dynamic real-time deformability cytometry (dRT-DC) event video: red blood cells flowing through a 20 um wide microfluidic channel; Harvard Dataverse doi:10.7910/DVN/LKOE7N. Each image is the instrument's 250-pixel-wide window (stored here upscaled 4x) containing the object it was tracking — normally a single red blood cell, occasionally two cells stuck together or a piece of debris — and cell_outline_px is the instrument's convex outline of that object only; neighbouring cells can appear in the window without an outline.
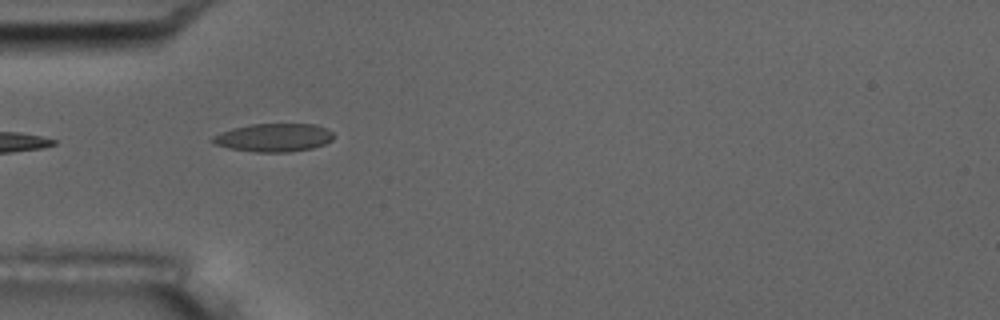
{"species": "common noctule bat (a hibernating species)", "species_latin": "Nyctalus noctula", "temperature_condition": "room temperature", "stored_images_in_passage": 2, "camera_frame_rate_fps": 3000, "um_per_image_px": 0.085, "animal": {"sex": "male", "body_mass_g": 17.5, "forearm_length_mm": 52.3}, "frame": {"image": 1, "passage_image": 1, "time_ms": 0.0, "image_size_px": [1000, 320], "cell_outline_px": [[332, 140], [324, 144], [312, 148], [288, 152], [256, 152], [228, 148], [212, 144], [208, 140], [212, 136], [220, 132], [232, 128], [252, 124], [316, 124], [332, 132]], "centroid_in_image_um": [23.19, 11.7], "position_along_channel_um": 61.8, "area_um2": 20.0}}